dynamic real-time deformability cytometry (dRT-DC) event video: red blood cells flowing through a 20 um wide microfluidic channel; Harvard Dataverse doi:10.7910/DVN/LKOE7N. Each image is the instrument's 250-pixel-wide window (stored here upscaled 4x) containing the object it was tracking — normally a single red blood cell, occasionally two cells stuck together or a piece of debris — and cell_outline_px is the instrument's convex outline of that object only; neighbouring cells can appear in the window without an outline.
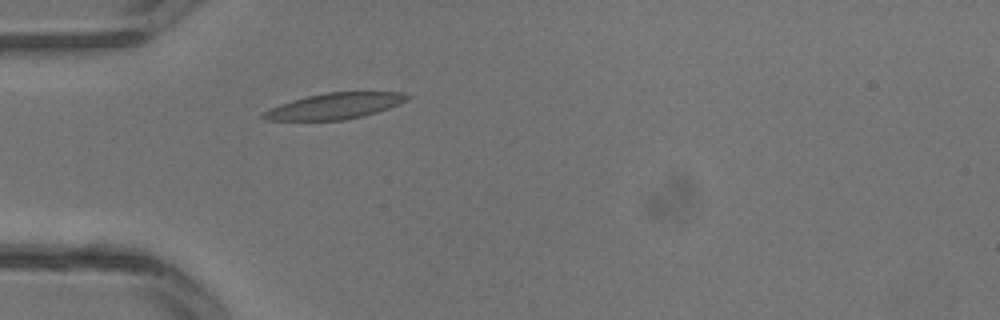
{"species": "common noctule bat (a hibernating species)", "species_latin": "Nyctalus noctula", "temperature_condition": "warm", "stored_images_in_passage": 2, "camera_frame_rate_fps": 3000, "um_per_image_px": 0.085, "animal": {"sex": "male", "body_mass_g": 13.3}, "frame": {"image": 1, "passage_image": 2, "time_ms": 0.333, "image_size_px": [1000, 320], "cell_outline_px": [[412, 96], [408, 100], [388, 108], [364, 116], [344, 120], [264, 120], [260, 116], [264, 112], [280, 104], [292, 100], [324, 92], [400, 92]], "centroid_in_image_um": [28.47, 9.01], "position_along_channel_um": 56.5, "area_um2": 21.62}}